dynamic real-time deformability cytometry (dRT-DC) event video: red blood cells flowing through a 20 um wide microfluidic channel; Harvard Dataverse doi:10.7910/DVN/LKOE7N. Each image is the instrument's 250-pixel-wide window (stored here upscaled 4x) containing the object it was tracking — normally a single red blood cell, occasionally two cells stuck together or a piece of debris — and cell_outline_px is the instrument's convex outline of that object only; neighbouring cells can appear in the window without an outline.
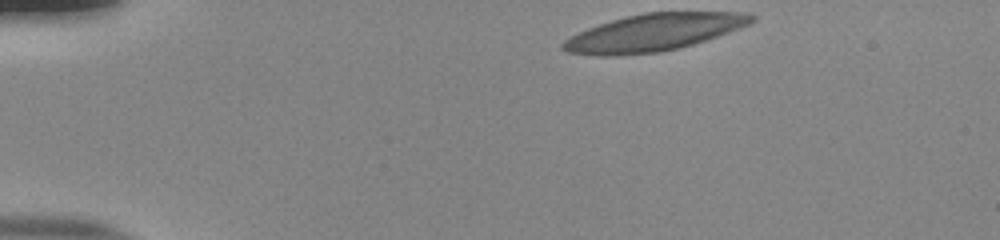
{"species": "human", "species_latin": "Homo sapiens", "temperature_condition": "room temperature", "stored_images_in_passage": 38, "camera_frame_rate_fps": 3000, "um_per_image_px": 0.085, "donor": {"sex": "male"}, "frame": {"image": 1, "passage_image": 1, "time_ms": 0.0, "image_size_px": [1000, 240], "cell_outline_px": [[756, 20], [748, 24], [716, 36], [680, 48], [660, 52], [616, 56], [600, 56], [568, 52], [560, 48], [560, 44], [564, 40], [588, 28], [612, 20], [644, 12], [736, 12], [756, 16]], "centroid_in_image_um": [55.52, 2.77], "position_along_channel_um": 29.5, "area_um2": 40.4}}
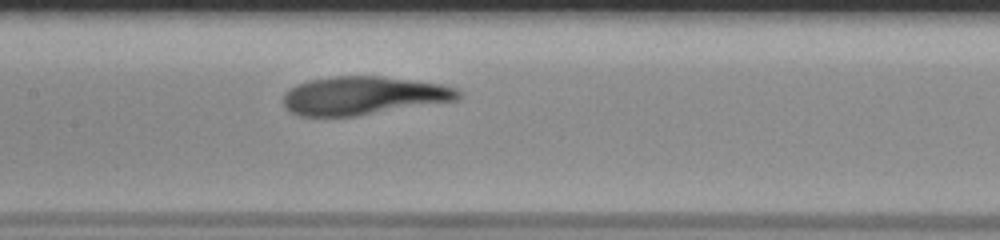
{"frame": {"image": 2, "passage_image": 19, "time_ms": 6.0, "image_size_px": [1000, 240], "cell_outline_px": [[460, 96], [456, 100], [356, 116], [300, 116], [288, 112], [284, 108], [284, 92], [288, 88], [296, 84], [308, 80], [336, 76], [380, 76], [440, 84], [456, 88], [460, 92]], "centroid_in_image_um": [30.8, 8.13], "position_along_channel_um": 176.6, "area_um2": 39.02}}
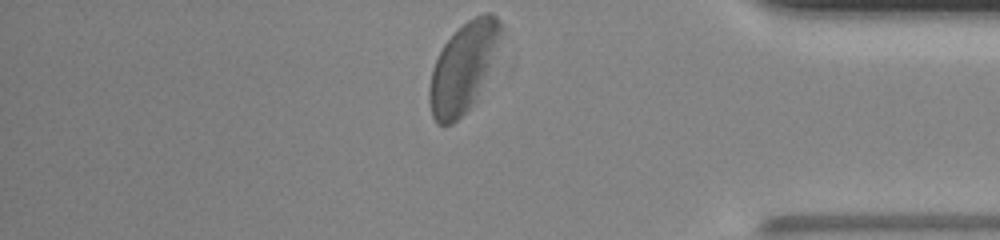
{"frame": {"image": 3, "passage_image": 38, "time_ms": 12.333, "image_size_px": [1000, 240], "cell_outline_px": [[500, 36], [476, 100], [452, 124], [436, 124], [432, 116], [428, 100], [428, 88], [432, 68], [444, 44], [468, 20], [484, 12], [492, 12], [500, 20]], "centroid_in_image_um": [39.31, 5.76], "position_along_channel_um": 395.9, "area_um2": 36.01}, "authors_computed_cell_mechanics": {"area_um2": 40.3155, "velocity_mm_per_s": 3.7761, "shape_relaxation_time_tau1_ms": 3.1571, "shape_relaxation_time_tau2_ms": 1.1311, "deformation_change_tau1": 0.1552, "deformation_change_tau2": 0.0866}}